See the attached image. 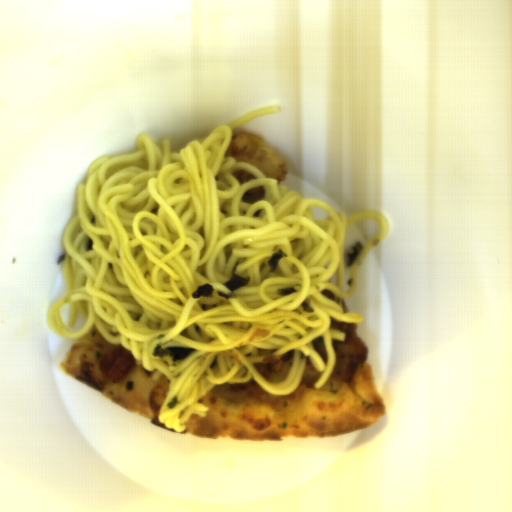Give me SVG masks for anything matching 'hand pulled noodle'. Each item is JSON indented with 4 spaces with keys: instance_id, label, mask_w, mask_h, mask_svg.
Returning a JSON list of instances; mask_svg holds the SVG:
<instances>
[{
    "instance_id": "hand-pulled-noodle-1",
    "label": "hand pulled noodle",
    "mask_w": 512,
    "mask_h": 512,
    "mask_svg": "<svg viewBox=\"0 0 512 512\" xmlns=\"http://www.w3.org/2000/svg\"><path fill=\"white\" fill-rule=\"evenodd\" d=\"M278 111L258 108L182 149L138 134L137 151L94 159L77 188L76 214L62 234L66 291L50 305L48 327L72 340L95 327L112 345L130 350L138 365L153 372L152 380L164 375L170 387L158 421L175 433L185 432L191 415H207L208 406L199 400L223 383L253 379L272 395L289 396L300 385L306 357L322 373L313 386L321 389L335 368L334 341L346 340L344 332L330 328L332 320H365L343 311V300L358 287L362 260L386 237L384 214L346 216L226 156L234 128ZM237 169L257 179L241 186L231 175ZM261 186L262 199L242 202L246 191ZM314 206L328 218L314 221ZM372 217L379 232L347 266L350 287L344 293L346 227ZM89 237L94 246L87 253ZM279 248L288 256L273 273L267 262ZM233 273L250 276V283L231 292L223 283ZM205 283L214 288L212 297L193 299ZM291 286L298 292L278 295L279 288ZM64 303L70 304L71 327L78 313L87 320L78 332L61 321ZM321 336L327 365L313 350L312 341ZM157 344L196 351L174 362L151 356ZM291 350L294 359L281 383L257 371L265 357ZM176 395L180 404L167 409Z\"/></svg>"
}]
</instances>
